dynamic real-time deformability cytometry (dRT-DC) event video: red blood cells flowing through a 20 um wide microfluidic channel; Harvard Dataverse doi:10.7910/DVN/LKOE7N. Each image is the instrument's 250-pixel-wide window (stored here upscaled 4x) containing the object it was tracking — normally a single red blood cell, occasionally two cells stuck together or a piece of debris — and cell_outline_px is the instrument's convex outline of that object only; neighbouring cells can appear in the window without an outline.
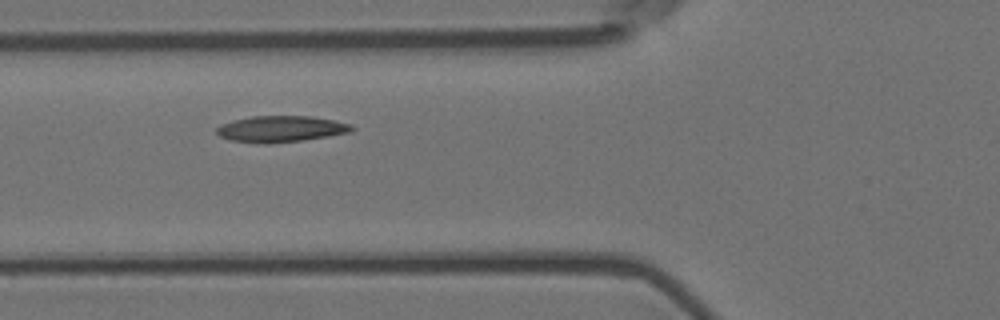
{"species": "Egyptian fruit bat (a non-hibernating species)", "species_latin": "Rousettus aegyptiacus", "temperature_condition": "room temperature", "stored_images_in_passage": 3, "camera_frame_rate_fps": 3000, "um_per_image_px": 0.085, "animal": {"sex": "female"}, "frame": {"image": 1, "passage_image": 3, "time_ms": 0.667, "image_size_px": [1000, 320], "cell_outline_px": [[356, 128], [352, 132], [328, 136], [300, 140], [268, 144], [264, 144], [228, 140], [220, 136], [216, 132], [216, 128], [220, 124], [232, 120], [252, 116], [312, 116], [352, 124]], "centroid_in_image_um": [23.86, 10.96], "position_along_channel_um": 101.9, "area_um2": 20.81}}